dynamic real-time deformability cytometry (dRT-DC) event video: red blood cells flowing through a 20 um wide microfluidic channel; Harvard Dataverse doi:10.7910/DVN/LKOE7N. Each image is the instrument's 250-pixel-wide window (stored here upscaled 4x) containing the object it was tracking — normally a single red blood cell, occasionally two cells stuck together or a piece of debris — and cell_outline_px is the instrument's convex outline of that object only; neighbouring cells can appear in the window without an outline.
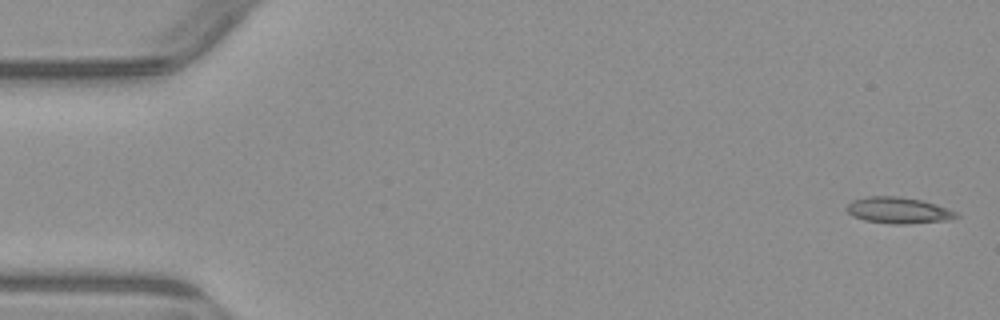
{"species": "common noctule bat (a hibernating species)", "species_latin": "Nyctalus noctula", "temperature_condition": "warm", "stored_images_in_passage": 4, "camera_frame_rate_fps": 3000, "um_per_image_px": 0.085, "animal": {"sex": "male", "body_mass_g": 23.1, "forearm_length_mm": 52.7}, "frame": {"image": 1, "passage_image": 1, "time_ms": 0.0, "image_size_px": [1000, 320], "cell_outline_px": [[960, 216], [948, 220], [904, 224], [892, 224], [864, 220], [852, 216], [844, 208], [852, 200], [868, 196], [900, 196], [920, 200], [936, 204], [956, 212]], "centroid_in_image_um": [76.32, 17.87], "position_along_channel_um": 8.7, "area_um2": 16.76}}
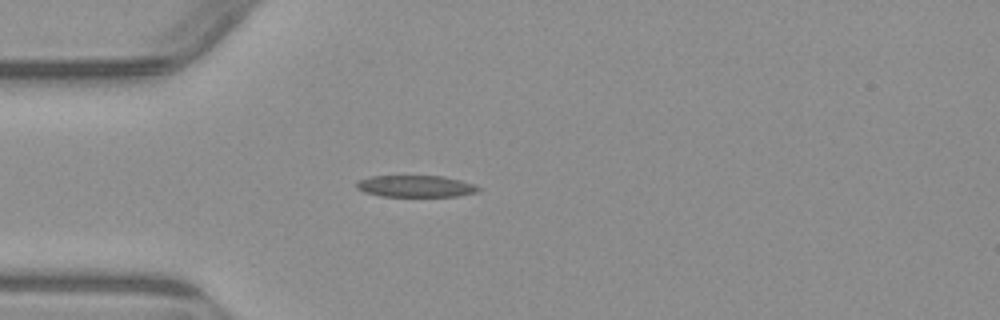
{"frame": {"image": 2, "passage_image": 4, "time_ms": 4.333, "image_size_px": [1000, 320], "cell_outline_px": [[480, 188], [476, 192], [456, 196], [380, 196], [364, 192], [356, 188], [356, 180], [372, 176], [444, 176], [460, 180], [472, 184]], "centroid_in_image_um": [35.26, 15.82], "position_along_channel_um": 49.7, "area_um2": 15.32}}